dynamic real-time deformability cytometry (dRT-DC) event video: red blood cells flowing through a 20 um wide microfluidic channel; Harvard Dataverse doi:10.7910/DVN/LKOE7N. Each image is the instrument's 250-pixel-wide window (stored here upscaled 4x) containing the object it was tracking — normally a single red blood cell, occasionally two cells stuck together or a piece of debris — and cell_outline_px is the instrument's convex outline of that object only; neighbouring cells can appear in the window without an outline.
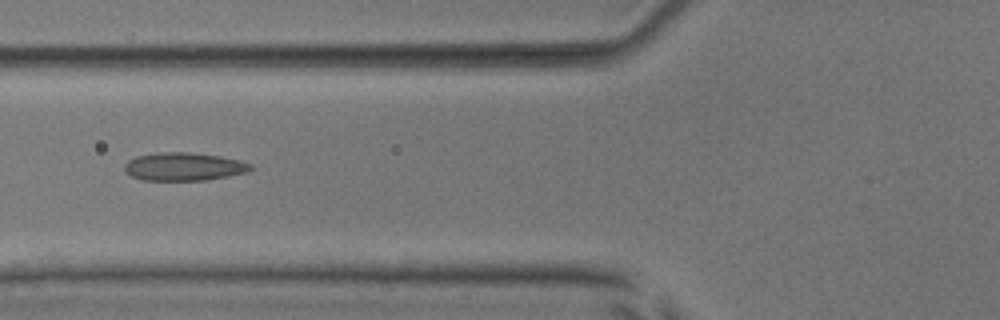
{"species": "common noctule bat (a hibernating species)", "species_latin": "Nyctalus noctula", "temperature_condition": "room temperature", "stored_images_in_passage": 35, "camera_frame_rate_fps": 3000, "um_per_image_px": 0.085, "animal": {"sex": "male", "body_mass_g": 17.9, "forearm_length_mm": 54.2}, "frame": {"image": 1, "passage_image": 6, "time_ms": 1.667, "image_size_px": [1000, 320], "cell_outline_px": [[252, 168], [244, 172], [228, 176], [204, 180], [144, 180], [132, 176], [124, 168], [124, 164], [128, 160], [136, 156], [156, 152], [188, 152], [220, 156], [252, 164]], "centroid_in_image_um": [15.58, 14.15], "position_along_channel_um": 110.2, "area_um2": 20.4}, "authors_computed_cell_mechanics": {"area_um2": 19.4208, "velocity_mm_per_s": 4.0101, "shape_relaxation_time_tau1_ms": null, "shape_relaxation_time_tau2_ms": 1.5447, "deformation_change_tau1": null, "deformation_change_tau2": 0.0919}}